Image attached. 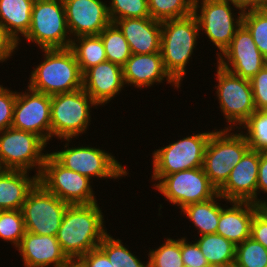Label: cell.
Wrapping results in <instances>:
<instances>
[{"instance_id": "cell-6", "label": "cell", "mask_w": 267, "mask_h": 267, "mask_svg": "<svg viewBox=\"0 0 267 267\" xmlns=\"http://www.w3.org/2000/svg\"><path fill=\"white\" fill-rule=\"evenodd\" d=\"M98 106L83 88L51 95V138H76L91 122L90 108Z\"/></svg>"}, {"instance_id": "cell-16", "label": "cell", "mask_w": 267, "mask_h": 267, "mask_svg": "<svg viewBox=\"0 0 267 267\" xmlns=\"http://www.w3.org/2000/svg\"><path fill=\"white\" fill-rule=\"evenodd\" d=\"M217 64L243 79L250 80L267 64V59L257 48L251 33L242 24L230 45L217 56Z\"/></svg>"}, {"instance_id": "cell-22", "label": "cell", "mask_w": 267, "mask_h": 267, "mask_svg": "<svg viewBox=\"0 0 267 267\" xmlns=\"http://www.w3.org/2000/svg\"><path fill=\"white\" fill-rule=\"evenodd\" d=\"M126 38L132 54L160 52L161 21L144 18H124L113 22Z\"/></svg>"}, {"instance_id": "cell-48", "label": "cell", "mask_w": 267, "mask_h": 267, "mask_svg": "<svg viewBox=\"0 0 267 267\" xmlns=\"http://www.w3.org/2000/svg\"><path fill=\"white\" fill-rule=\"evenodd\" d=\"M228 267H237V266L234 264V265H230V266H228Z\"/></svg>"}, {"instance_id": "cell-14", "label": "cell", "mask_w": 267, "mask_h": 267, "mask_svg": "<svg viewBox=\"0 0 267 267\" xmlns=\"http://www.w3.org/2000/svg\"><path fill=\"white\" fill-rule=\"evenodd\" d=\"M153 185L180 209L191 203L209 200L218 193L202 167L166 175Z\"/></svg>"}, {"instance_id": "cell-30", "label": "cell", "mask_w": 267, "mask_h": 267, "mask_svg": "<svg viewBox=\"0 0 267 267\" xmlns=\"http://www.w3.org/2000/svg\"><path fill=\"white\" fill-rule=\"evenodd\" d=\"M148 7L152 19H180L194 13V0H148Z\"/></svg>"}, {"instance_id": "cell-23", "label": "cell", "mask_w": 267, "mask_h": 267, "mask_svg": "<svg viewBox=\"0 0 267 267\" xmlns=\"http://www.w3.org/2000/svg\"><path fill=\"white\" fill-rule=\"evenodd\" d=\"M231 207L223 208L216 234L238 245L250 237L254 214L262 207L247 201H230Z\"/></svg>"}, {"instance_id": "cell-29", "label": "cell", "mask_w": 267, "mask_h": 267, "mask_svg": "<svg viewBox=\"0 0 267 267\" xmlns=\"http://www.w3.org/2000/svg\"><path fill=\"white\" fill-rule=\"evenodd\" d=\"M99 36L104 44L107 61L123 67L132 53L120 29L111 23L101 31Z\"/></svg>"}, {"instance_id": "cell-32", "label": "cell", "mask_w": 267, "mask_h": 267, "mask_svg": "<svg viewBox=\"0 0 267 267\" xmlns=\"http://www.w3.org/2000/svg\"><path fill=\"white\" fill-rule=\"evenodd\" d=\"M250 149L267 153V110H256L241 125Z\"/></svg>"}, {"instance_id": "cell-17", "label": "cell", "mask_w": 267, "mask_h": 267, "mask_svg": "<svg viewBox=\"0 0 267 267\" xmlns=\"http://www.w3.org/2000/svg\"><path fill=\"white\" fill-rule=\"evenodd\" d=\"M70 35H99L112 23L108 6L102 0H63Z\"/></svg>"}, {"instance_id": "cell-31", "label": "cell", "mask_w": 267, "mask_h": 267, "mask_svg": "<svg viewBox=\"0 0 267 267\" xmlns=\"http://www.w3.org/2000/svg\"><path fill=\"white\" fill-rule=\"evenodd\" d=\"M98 248L108 257L113 267H148L126 248L122 240L109 233L102 239Z\"/></svg>"}, {"instance_id": "cell-13", "label": "cell", "mask_w": 267, "mask_h": 267, "mask_svg": "<svg viewBox=\"0 0 267 267\" xmlns=\"http://www.w3.org/2000/svg\"><path fill=\"white\" fill-rule=\"evenodd\" d=\"M68 205L37 182L21 209L26 231L56 236Z\"/></svg>"}, {"instance_id": "cell-34", "label": "cell", "mask_w": 267, "mask_h": 267, "mask_svg": "<svg viewBox=\"0 0 267 267\" xmlns=\"http://www.w3.org/2000/svg\"><path fill=\"white\" fill-rule=\"evenodd\" d=\"M237 267H265L267 249L251 237L236 245L235 263Z\"/></svg>"}, {"instance_id": "cell-11", "label": "cell", "mask_w": 267, "mask_h": 267, "mask_svg": "<svg viewBox=\"0 0 267 267\" xmlns=\"http://www.w3.org/2000/svg\"><path fill=\"white\" fill-rule=\"evenodd\" d=\"M216 72L218 82L217 86L215 85L216 95L220 109L229 125L224 128L239 130L240 126L256 111L250 80L243 79L220 65H217ZM233 126L235 128H232Z\"/></svg>"}, {"instance_id": "cell-27", "label": "cell", "mask_w": 267, "mask_h": 267, "mask_svg": "<svg viewBox=\"0 0 267 267\" xmlns=\"http://www.w3.org/2000/svg\"><path fill=\"white\" fill-rule=\"evenodd\" d=\"M196 243L209 265H234L236 245L223 236L216 233L201 235Z\"/></svg>"}, {"instance_id": "cell-8", "label": "cell", "mask_w": 267, "mask_h": 267, "mask_svg": "<svg viewBox=\"0 0 267 267\" xmlns=\"http://www.w3.org/2000/svg\"><path fill=\"white\" fill-rule=\"evenodd\" d=\"M212 132L184 137L153 152L152 180L157 183L166 175L203 166L207 143Z\"/></svg>"}, {"instance_id": "cell-20", "label": "cell", "mask_w": 267, "mask_h": 267, "mask_svg": "<svg viewBox=\"0 0 267 267\" xmlns=\"http://www.w3.org/2000/svg\"><path fill=\"white\" fill-rule=\"evenodd\" d=\"M83 90L97 105H105L124 88L123 68L106 61L83 74Z\"/></svg>"}, {"instance_id": "cell-40", "label": "cell", "mask_w": 267, "mask_h": 267, "mask_svg": "<svg viewBox=\"0 0 267 267\" xmlns=\"http://www.w3.org/2000/svg\"><path fill=\"white\" fill-rule=\"evenodd\" d=\"M181 255L184 266L207 267L209 265L196 241L189 243L185 237L181 238Z\"/></svg>"}, {"instance_id": "cell-1", "label": "cell", "mask_w": 267, "mask_h": 267, "mask_svg": "<svg viewBox=\"0 0 267 267\" xmlns=\"http://www.w3.org/2000/svg\"><path fill=\"white\" fill-rule=\"evenodd\" d=\"M98 203L68 205L56 238L62 252L76 262L90 250L98 248L108 234Z\"/></svg>"}, {"instance_id": "cell-39", "label": "cell", "mask_w": 267, "mask_h": 267, "mask_svg": "<svg viewBox=\"0 0 267 267\" xmlns=\"http://www.w3.org/2000/svg\"><path fill=\"white\" fill-rule=\"evenodd\" d=\"M256 110H267V64L250 79Z\"/></svg>"}, {"instance_id": "cell-45", "label": "cell", "mask_w": 267, "mask_h": 267, "mask_svg": "<svg viewBox=\"0 0 267 267\" xmlns=\"http://www.w3.org/2000/svg\"><path fill=\"white\" fill-rule=\"evenodd\" d=\"M239 11L267 9V0H228Z\"/></svg>"}, {"instance_id": "cell-35", "label": "cell", "mask_w": 267, "mask_h": 267, "mask_svg": "<svg viewBox=\"0 0 267 267\" xmlns=\"http://www.w3.org/2000/svg\"><path fill=\"white\" fill-rule=\"evenodd\" d=\"M243 25L251 33L261 54L267 59V9L244 11Z\"/></svg>"}, {"instance_id": "cell-4", "label": "cell", "mask_w": 267, "mask_h": 267, "mask_svg": "<svg viewBox=\"0 0 267 267\" xmlns=\"http://www.w3.org/2000/svg\"><path fill=\"white\" fill-rule=\"evenodd\" d=\"M216 130L207 143L202 168L210 183L219 190L250 146L241 132L231 133V128Z\"/></svg>"}, {"instance_id": "cell-19", "label": "cell", "mask_w": 267, "mask_h": 267, "mask_svg": "<svg viewBox=\"0 0 267 267\" xmlns=\"http://www.w3.org/2000/svg\"><path fill=\"white\" fill-rule=\"evenodd\" d=\"M25 267H68L72 262L62 252L56 236L27 232L17 247Z\"/></svg>"}, {"instance_id": "cell-7", "label": "cell", "mask_w": 267, "mask_h": 267, "mask_svg": "<svg viewBox=\"0 0 267 267\" xmlns=\"http://www.w3.org/2000/svg\"><path fill=\"white\" fill-rule=\"evenodd\" d=\"M46 146L37 134L9 127L0 132V165L9 170L38 169L39 177L47 156L42 152Z\"/></svg>"}, {"instance_id": "cell-10", "label": "cell", "mask_w": 267, "mask_h": 267, "mask_svg": "<svg viewBox=\"0 0 267 267\" xmlns=\"http://www.w3.org/2000/svg\"><path fill=\"white\" fill-rule=\"evenodd\" d=\"M38 182L69 205L97 202L90 178L61 165L47 153Z\"/></svg>"}, {"instance_id": "cell-47", "label": "cell", "mask_w": 267, "mask_h": 267, "mask_svg": "<svg viewBox=\"0 0 267 267\" xmlns=\"http://www.w3.org/2000/svg\"><path fill=\"white\" fill-rule=\"evenodd\" d=\"M207 267H224V266H221V265H208Z\"/></svg>"}, {"instance_id": "cell-42", "label": "cell", "mask_w": 267, "mask_h": 267, "mask_svg": "<svg viewBox=\"0 0 267 267\" xmlns=\"http://www.w3.org/2000/svg\"><path fill=\"white\" fill-rule=\"evenodd\" d=\"M75 263L78 267H113L108 257L99 248L90 250Z\"/></svg>"}, {"instance_id": "cell-3", "label": "cell", "mask_w": 267, "mask_h": 267, "mask_svg": "<svg viewBox=\"0 0 267 267\" xmlns=\"http://www.w3.org/2000/svg\"><path fill=\"white\" fill-rule=\"evenodd\" d=\"M200 28L196 16L161 21L160 52L170 77L180 86L186 66L197 46ZM194 49V50H193Z\"/></svg>"}, {"instance_id": "cell-18", "label": "cell", "mask_w": 267, "mask_h": 267, "mask_svg": "<svg viewBox=\"0 0 267 267\" xmlns=\"http://www.w3.org/2000/svg\"><path fill=\"white\" fill-rule=\"evenodd\" d=\"M260 152L249 149L232 169L225 184L218 190L225 202L247 201L257 204V180Z\"/></svg>"}, {"instance_id": "cell-9", "label": "cell", "mask_w": 267, "mask_h": 267, "mask_svg": "<svg viewBox=\"0 0 267 267\" xmlns=\"http://www.w3.org/2000/svg\"><path fill=\"white\" fill-rule=\"evenodd\" d=\"M68 141L64 150L51 152L50 154L65 168L78 172L81 175L87 176L90 179L95 178H110L119 179L124 175L127 176L126 169L105 150L95 147H69L71 138L61 139Z\"/></svg>"}, {"instance_id": "cell-28", "label": "cell", "mask_w": 267, "mask_h": 267, "mask_svg": "<svg viewBox=\"0 0 267 267\" xmlns=\"http://www.w3.org/2000/svg\"><path fill=\"white\" fill-rule=\"evenodd\" d=\"M70 48L75 54L82 74L87 69L107 61L104 44L99 35L73 38Z\"/></svg>"}, {"instance_id": "cell-2", "label": "cell", "mask_w": 267, "mask_h": 267, "mask_svg": "<svg viewBox=\"0 0 267 267\" xmlns=\"http://www.w3.org/2000/svg\"><path fill=\"white\" fill-rule=\"evenodd\" d=\"M44 60L31 71L29 85L47 95L70 93L83 88V76L69 48L42 49Z\"/></svg>"}, {"instance_id": "cell-44", "label": "cell", "mask_w": 267, "mask_h": 267, "mask_svg": "<svg viewBox=\"0 0 267 267\" xmlns=\"http://www.w3.org/2000/svg\"><path fill=\"white\" fill-rule=\"evenodd\" d=\"M267 193V153L260 152V163L257 180V205L267 206V200L258 199L259 192Z\"/></svg>"}, {"instance_id": "cell-46", "label": "cell", "mask_w": 267, "mask_h": 267, "mask_svg": "<svg viewBox=\"0 0 267 267\" xmlns=\"http://www.w3.org/2000/svg\"><path fill=\"white\" fill-rule=\"evenodd\" d=\"M68 267H78L75 262H72Z\"/></svg>"}, {"instance_id": "cell-12", "label": "cell", "mask_w": 267, "mask_h": 267, "mask_svg": "<svg viewBox=\"0 0 267 267\" xmlns=\"http://www.w3.org/2000/svg\"><path fill=\"white\" fill-rule=\"evenodd\" d=\"M199 2L200 0H194V15L198 20L200 32L203 31L220 50L216 54L219 56L230 45L236 31L243 24L244 11H239L234 19L235 14L228 0H202L201 4Z\"/></svg>"}, {"instance_id": "cell-26", "label": "cell", "mask_w": 267, "mask_h": 267, "mask_svg": "<svg viewBox=\"0 0 267 267\" xmlns=\"http://www.w3.org/2000/svg\"><path fill=\"white\" fill-rule=\"evenodd\" d=\"M218 200H217V199ZM224 199L219 193L213 198L197 203H191L181 209V213L186 214L187 218L192 221L197 228L198 235L215 234L222 210L221 204L217 201Z\"/></svg>"}, {"instance_id": "cell-43", "label": "cell", "mask_w": 267, "mask_h": 267, "mask_svg": "<svg viewBox=\"0 0 267 267\" xmlns=\"http://www.w3.org/2000/svg\"><path fill=\"white\" fill-rule=\"evenodd\" d=\"M17 47L18 43L0 22V62L3 63L7 61L8 58H11L12 53L15 52Z\"/></svg>"}, {"instance_id": "cell-25", "label": "cell", "mask_w": 267, "mask_h": 267, "mask_svg": "<svg viewBox=\"0 0 267 267\" xmlns=\"http://www.w3.org/2000/svg\"><path fill=\"white\" fill-rule=\"evenodd\" d=\"M34 2L35 0H0V22L18 44L22 40L19 36L24 37L30 29Z\"/></svg>"}, {"instance_id": "cell-33", "label": "cell", "mask_w": 267, "mask_h": 267, "mask_svg": "<svg viewBox=\"0 0 267 267\" xmlns=\"http://www.w3.org/2000/svg\"><path fill=\"white\" fill-rule=\"evenodd\" d=\"M148 267H184L181 255V239L166 238L165 243L149 250Z\"/></svg>"}, {"instance_id": "cell-38", "label": "cell", "mask_w": 267, "mask_h": 267, "mask_svg": "<svg viewBox=\"0 0 267 267\" xmlns=\"http://www.w3.org/2000/svg\"><path fill=\"white\" fill-rule=\"evenodd\" d=\"M17 91L0 85V132L11 127Z\"/></svg>"}, {"instance_id": "cell-21", "label": "cell", "mask_w": 267, "mask_h": 267, "mask_svg": "<svg viewBox=\"0 0 267 267\" xmlns=\"http://www.w3.org/2000/svg\"><path fill=\"white\" fill-rule=\"evenodd\" d=\"M122 68L125 85H133L141 89L151 87L155 83H161L166 78L168 83L180 88L166 72L161 52L132 54Z\"/></svg>"}, {"instance_id": "cell-36", "label": "cell", "mask_w": 267, "mask_h": 267, "mask_svg": "<svg viewBox=\"0 0 267 267\" xmlns=\"http://www.w3.org/2000/svg\"><path fill=\"white\" fill-rule=\"evenodd\" d=\"M26 233L21 210H0V238L12 242L17 248Z\"/></svg>"}, {"instance_id": "cell-5", "label": "cell", "mask_w": 267, "mask_h": 267, "mask_svg": "<svg viewBox=\"0 0 267 267\" xmlns=\"http://www.w3.org/2000/svg\"><path fill=\"white\" fill-rule=\"evenodd\" d=\"M24 38L40 49L69 48L73 37L68 30L63 0H35L30 29Z\"/></svg>"}, {"instance_id": "cell-37", "label": "cell", "mask_w": 267, "mask_h": 267, "mask_svg": "<svg viewBox=\"0 0 267 267\" xmlns=\"http://www.w3.org/2000/svg\"><path fill=\"white\" fill-rule=\"evenodd\" d=\"M108 5L112 23L124 18L150 17L148 0H111Z\"/></svg>"}, {"instance_id": "cell-41", "label": "cell", "mask_w": 267, "mask_h": 267, "mask_svg": "<svg viewBox=\"0 0 267 267\" xmlns=\"http://www.w3.org/2000/svg\"><path fill=\"white\" fill-rule=\"evenodd\" d=\"M250 237L267 249V206H262L254 214Z\"/></svg>"}, {"instance_id": "cell-24", "label": "cell", "mask_w": 267, "mask_h": 267, "mask_svg": "<svg viewBox=\"0 0 267 267\" xmlns=\"http://www.w3.org/2000/svg\"><path fill=\"white\" fill-rule=\"evenodd\" d=\"M28 171L0 170V210H21L38 176L28 177Z\"/></svg>"}, {"instance_id": "cell-15", "label": "cell", "mask_w": 267, "mask_h": 267, "mask_svg": "<svg viewBox=\"0 0 267 267\" xmlns=\"http://www.w3.org/2000/svg\"><path fill=\"white\" fill-rule=\"evenodd\" d=\"M17 92L11 127L37 134L46 143L51 139V95L27 88Z\"/></svg>"}]
</instances>
